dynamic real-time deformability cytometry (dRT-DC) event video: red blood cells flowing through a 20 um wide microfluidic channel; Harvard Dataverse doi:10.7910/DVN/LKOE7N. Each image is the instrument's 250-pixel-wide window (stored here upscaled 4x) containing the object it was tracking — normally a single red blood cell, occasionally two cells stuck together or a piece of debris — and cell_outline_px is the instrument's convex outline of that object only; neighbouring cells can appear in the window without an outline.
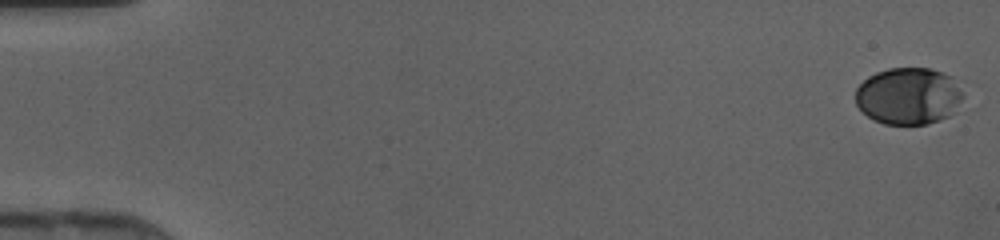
{"species": "human", "species_latin": "Homo sapiens", "temperature_condition": "cold", "stored_images_in_passage": 47, "camera_frame_rate_fps": 3000, "um_per_image_px": 0.085, "donor": {"sex": "female"}, "frame": {"image": 1, "passage_image": 1, "time_ms": 0.0, "image_size_px": [1000, 240], "cell_outline_px": [[964, 96], [956, 112], [940, 120], [928, 124], [884, 124], [872, 120], [856, 104], [856, 88], [868, 76], [876, 72], [888, 68], [932, 68], [952, 76]], "centroid_in_image_um": [77.24, 8.16], "position_along_channel_um": 7.8, "area_um2": 36.01}}
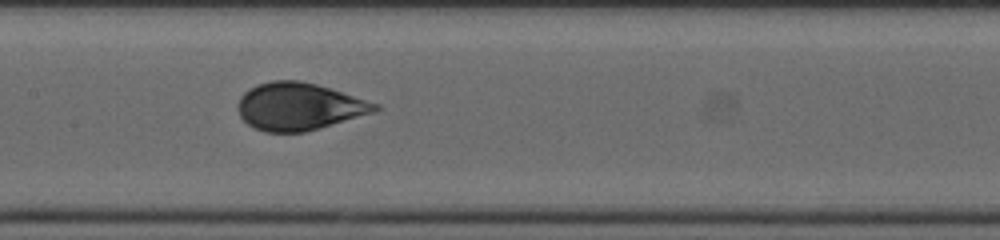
{"frame": {"image": 2, "passage_image": 24, "time_ms": 7.667, "image_size_px": [1000, 240], "cell_outline_px": [[384, 108], [376, 112], [320, 128], [304, 132], [264, 132], [248, 124], [240, 116], [236, 104], [240, 96], [248, 88], [272, 80], [300, 80], [316, 84], [380, 104]], "centroid_in_image_um": [25.43, 9.05], "position_along_channel_um": 182.0, "area_um2": 38.03}}
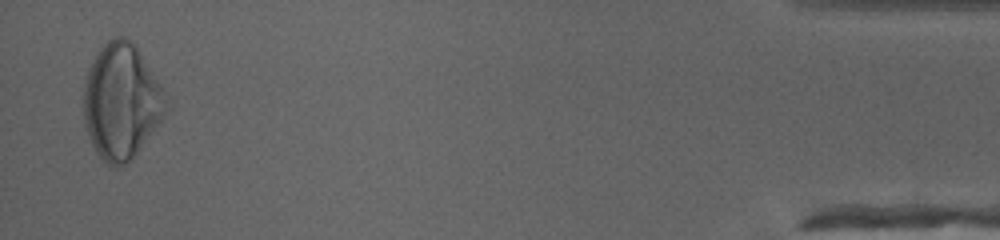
{"frame": {"image": 3, "passage_image": 46, "time_ms": 15.0, "image_size_px": [1000, 240], "cell_outline_px": [[164, 112], [160, 120], [136, 152], [124, 164], [116, 168], [108, 164], [96, 152], [88, 136], [84, 124], [84, 76], [92, 60], [100, 48], [108, 40], [116, 36], [124, 36], [136, 48], [160, 84], [164, 92]], "centroid_in_image_um": [10.24, 8.61], "position_along_channel_um": 425.0, "area_um2": 54.1}}